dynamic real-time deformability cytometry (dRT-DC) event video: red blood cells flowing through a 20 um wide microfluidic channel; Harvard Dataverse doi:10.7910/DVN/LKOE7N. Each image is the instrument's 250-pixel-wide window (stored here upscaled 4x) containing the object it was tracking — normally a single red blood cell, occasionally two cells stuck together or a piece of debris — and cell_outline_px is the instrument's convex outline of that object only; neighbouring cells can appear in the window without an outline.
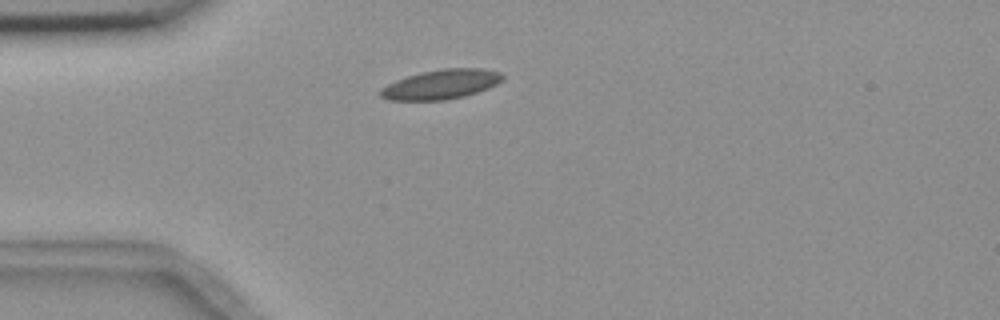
{"species": "common noctule bat (a hibernating species)", "species_latin": "Nyctalus noctula", "temperature_condition": "room temperature", "stored_images_in_passage": 1, "camera_frame_rate_fps": 3000, "um_per_image_px": 0.085, "animal": {"sex": "female", "body_mass_g": 18.4}, "frame": {"image": 1, "passage_image": 1, "time_ms": 0.0, "image_size_px": [1000, 320], "cell_outline_px": [[504, 80], [488, 88], [464, 96], [444, 100], [388, 100], [380, 96], [380, 88], [396, 80], [420, 72], [444, 68], [484, 68], [500, 72], [504, 76]], "centroid_in_image_um": [37.51, 7.16], "position_along_channel_um": 47.5, "area_um2": 21.04}}